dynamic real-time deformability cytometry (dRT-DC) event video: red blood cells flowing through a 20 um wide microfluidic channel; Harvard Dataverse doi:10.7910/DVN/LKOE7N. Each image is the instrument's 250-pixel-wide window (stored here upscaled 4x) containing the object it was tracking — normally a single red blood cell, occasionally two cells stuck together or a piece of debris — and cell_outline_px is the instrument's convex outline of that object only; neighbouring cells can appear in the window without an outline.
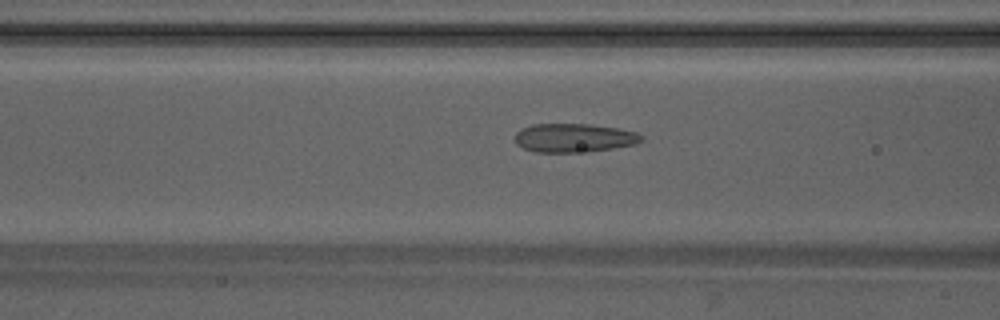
{"species": "Egyptian fruit bat (a non-hibernating species)", "species_latin": "Rousettus aegyptiacus", "temperature_condition": "warm", "stored_images_in_passage": 49, "camera_frame_rate_fps": 3000, "um_per_image_px": 0.085, "animal": {"sex": "male"}, "frame": {"image": 1, "passage_image": 20, "time_ms": 6.333, "image_size_px": [1000, 320], "cell_outline_px": [[644, 140], [636, 144], [612, 148], [572, 152], [536, 152], [524, 148], [516, 144], [516, 132], [520, 128], [532, 124], [588, 124], [616, 128], [636, 132], [644, 136]], "centroid_in_image_um": [48.78, 11.71], "position_along_channel_um": 117.8, "area_um2": 20.98}}
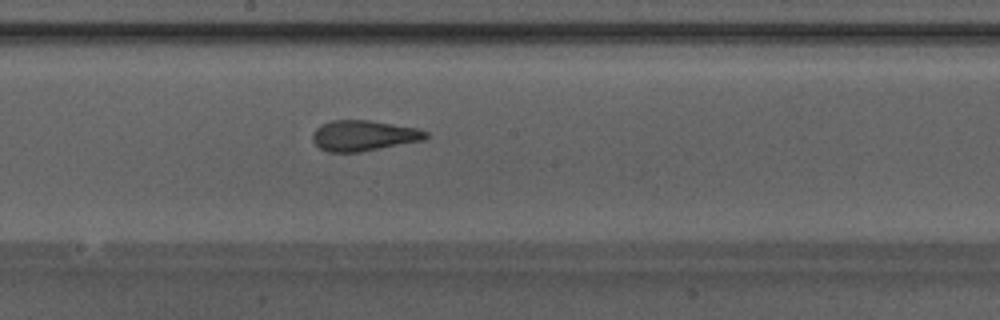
{"frame": {"image": 2, "passage_image": 27, "time_ms": 8.667, "image_size_px": [1000, 320], "cell_outline_px": [[428, 136], [424, 140], [360, 152], [328, 152], [320, 148], [312, 140], [312, 132], [320, 124], [332, 120], [372, 120], [416, 128], [428, 132]], "centroid_in_image_um": [30.89, 11.52], "position_along_channel_um": 217.3, "area_um2": 20.29}}
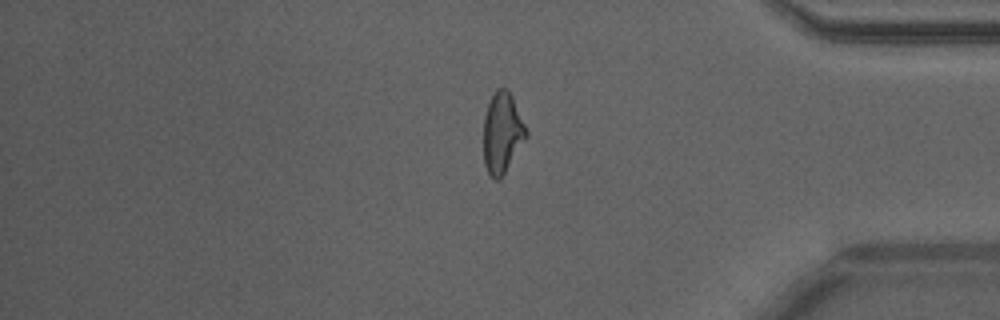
{"frame": {"image": 3, "passage_image": 41, "time_ms": 13.333, "image_size_px": [1000, 320], "cell_outline_px": [[528, 136], [500, 180], [496, 180], [488, 172], [484, 164], [484, 116], [488, 104], [496, 88], [508, 88], [512, 96], [528, 132]], "centroid_in_image_um": [42.7, 11.29], "position_along_channel_um": 392.5, "area_um2": 20.0}, "authors_computed_cell_mechanics": {"area_um2": 20.5768, "velocity_mm_per_s": 4.2619, "shape_relaxation_time_tau1_ms": null, "shape_relaxation_time_tau2_ms": 1.2195, "deformation_change_tau1": null, "deformation_change_tau2": 0.0826}}